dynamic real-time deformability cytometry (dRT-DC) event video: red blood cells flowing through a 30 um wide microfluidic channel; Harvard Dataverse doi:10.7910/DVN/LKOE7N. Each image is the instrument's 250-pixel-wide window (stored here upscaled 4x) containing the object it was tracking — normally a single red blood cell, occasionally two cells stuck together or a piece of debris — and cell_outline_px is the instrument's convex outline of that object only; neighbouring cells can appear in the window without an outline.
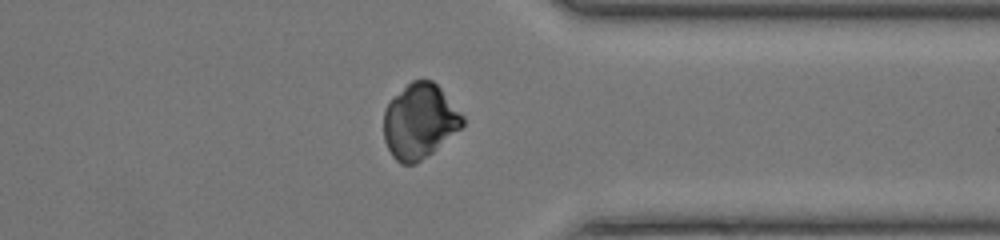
{"species": "common noctule bat (a hibernating species)", "species_latin": "Nyctalus noctula", "temperature_condition": "room temperature", "stored_images_in_passage": 40, "camera_frame_rate_fps": 3000, "um_per_image_px": 0.085, "animal": {"sex": "female", "body_mass_g": 17.0, "forearm_length_mm": 48.0}, "frame": {"image": 1, "passage_image": 29, "time_ms": 9.333, "image_size_px": [1000, 240], "cell_outline_px": [[464, 124], [460, 128], [432, 152], [416, 164], [400, 164], [392, 156], [384, 140], [384, 112], [388, 104], [412, 80], [432, 80], [440, 88], [464, 116]], "centroid_in_image_um": [35.66, 10.33], "position_along_channel_um": 375.7, "area_um2": 33.81}}